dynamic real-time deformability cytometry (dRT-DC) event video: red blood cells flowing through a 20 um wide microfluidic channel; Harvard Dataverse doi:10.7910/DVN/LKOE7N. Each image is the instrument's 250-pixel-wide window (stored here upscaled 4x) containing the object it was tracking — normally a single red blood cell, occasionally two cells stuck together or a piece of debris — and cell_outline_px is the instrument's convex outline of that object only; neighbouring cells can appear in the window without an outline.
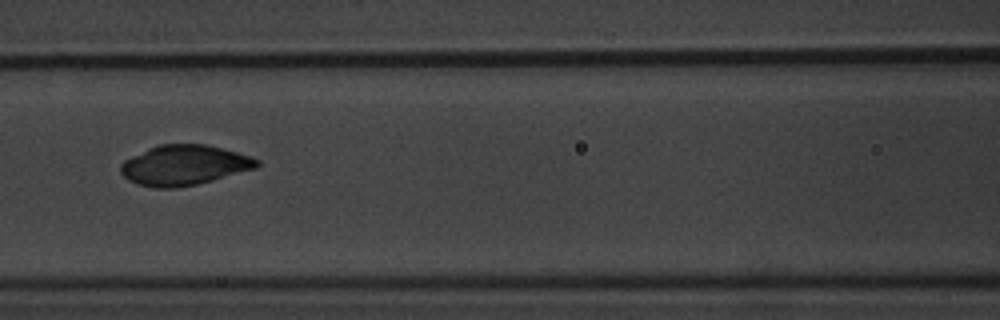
{"species": "common noctule bat (a hibernating species)", "species_latin": "Nyctalus noctula", "temperature_condition": "warm", "stored_images_in_passage": 6, "camera_frame_rate_fps": 3000, "um_per_image_px": 0.085, "animal": {"sex": "male", "body_mass_g": 20.1, "forearm_length_mm": 53.5}, "frame": {"image": 1, "passage_image": 4, "time_ms": 3.333, "image_size_px": [1000, 320], "cell_outline_px": [[260, 164], [256, 168], [212, 180], [196, 184], [176, 188], [152, 188], [136, 184], [128, 180], [120, 172], [120, 164], [124, 160], [148, 148], [160, 144], [204, 144], [252, 156], [260, 160]], "centroid_in_image_um": [15.63, 14.04], "position_along_channel_um": 151.0, "area_um2": 31.85}}